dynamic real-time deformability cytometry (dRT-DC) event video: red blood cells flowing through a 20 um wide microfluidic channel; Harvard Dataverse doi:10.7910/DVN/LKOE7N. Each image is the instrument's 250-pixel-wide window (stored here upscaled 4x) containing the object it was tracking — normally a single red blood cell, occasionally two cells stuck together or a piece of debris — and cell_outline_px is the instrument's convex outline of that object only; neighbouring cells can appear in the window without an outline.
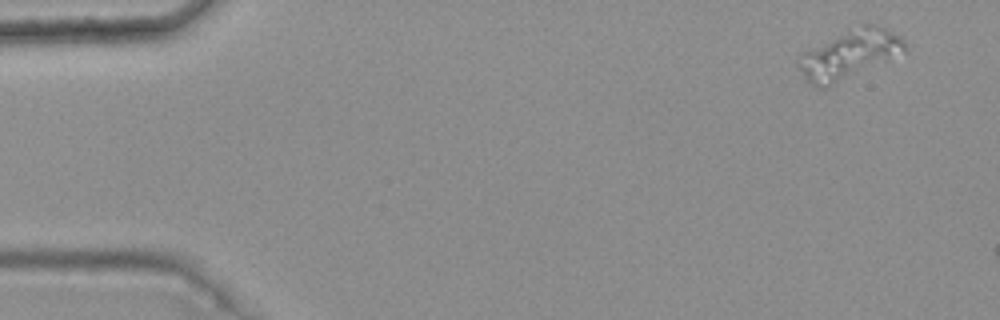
{"species": "common noctule bat (a hibernating species)", "species_latin": "Nyctalus noctula", "temperature_condition": "warm", "stored_images_in_passage": 3, "camera_frame_rate_fps": 3000, "um_per_image_px": 0.085, "animal": {"sex": "female", "body_mass_g": 25.1}, "frame": {"image": 1, "passage_image": 1, "time_ms": 0.0, "image_size_px": [1000, 320], "cell_outline_px": [[908, 48], [824, 88], [820, 88], [812, 84], [804, 76], [796, 64], [796, 56], [860, 24], [872, 24], [884, 28], [900, 36], [904, 40]], "centroid_in_image_um": [72.13, 4.6], "position_along_channel_um": 12.9, "area_um2": 28.55}}